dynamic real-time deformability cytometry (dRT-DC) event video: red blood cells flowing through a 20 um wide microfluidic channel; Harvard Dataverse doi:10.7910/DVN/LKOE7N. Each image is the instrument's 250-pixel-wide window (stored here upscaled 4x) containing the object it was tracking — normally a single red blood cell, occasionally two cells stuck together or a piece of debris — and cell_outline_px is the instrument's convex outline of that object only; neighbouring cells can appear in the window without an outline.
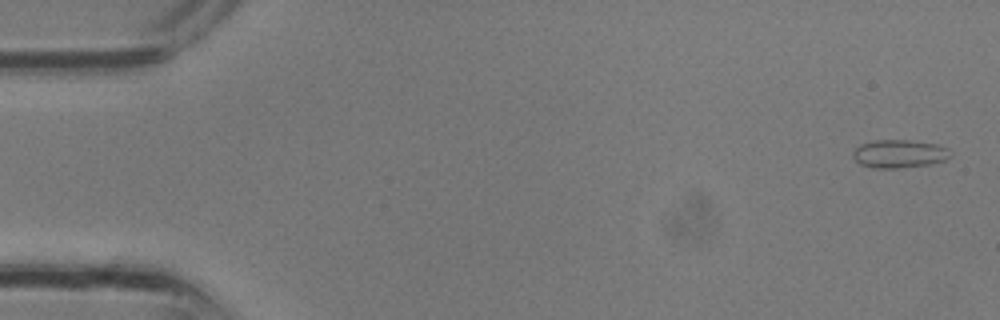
{"species": "common noctule bat (a hibernating species)", "species_latin": "Nyctalus noctula", "temperature_condition": "room temperature", "stored_images_in_passage": 32, "camera_frame_rate_fps": 3000, "um_per_image_px": 0.085, "animal": {"sex": "male", "body_mass_g": 13.3}, "frame": {"image": 1, "passage_image": 1, "time_ms": 0.0, "image_size_px": [1000, 320], "cell_outline_px": [[952, 156], [944, 160], [932, 164], [900, 168], [876, 168], [860, 164], [852, 156], [852, 152], [860, 144], [872, 140], [908, 140], [936, 144], [948, 148]], "centroid_in_image_um": [76.44, 13.07], "position_along_channel_um": 8.6, "area_um2": 16.07}}
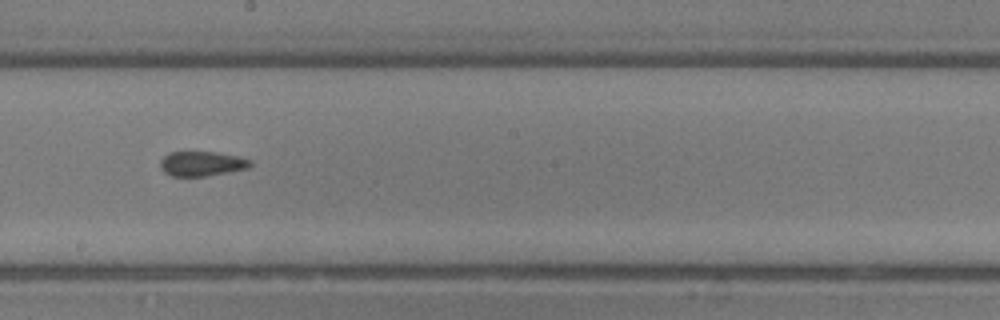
{"frame": {"image": 2, "passage_image": 18, "time_ms": 5.667, "image_size_px": [1000, 320], "cell_outline_px": [[252, 164], [248, 168], [228, 172], [204, 176], [172, 176], [164, 172], [160, 168], [160, 160], [168, 152], [216, 152], [236, 156], [252, 160]], "centroid_in_image_um": [17.13, 13.91], "position_along_channel_um": 231.1, "area_um2": 12.95}}
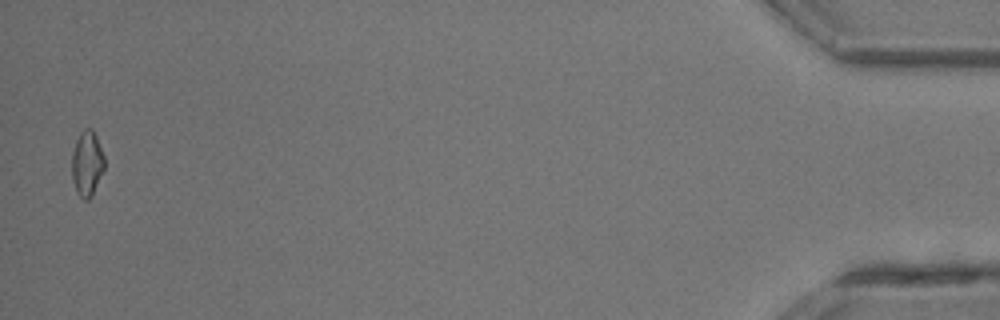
{"frame": {"image": 3, "passage_image": 32, "time_ms": 10.333, "image_size_px": [1000, 320], "cell_outline_px": [[104, 168], [92, 196], [88, 200], [84, 200], [76, 192], [72, 180], [72, 152], [76, 140], [80, 132], [84, 128], [92, 128], [96, 136], [104, 156]], "centroid_in_image_um": [7.38, 13.9], "position_along_channel_um": 427.8, "area_um2": 12.43}}